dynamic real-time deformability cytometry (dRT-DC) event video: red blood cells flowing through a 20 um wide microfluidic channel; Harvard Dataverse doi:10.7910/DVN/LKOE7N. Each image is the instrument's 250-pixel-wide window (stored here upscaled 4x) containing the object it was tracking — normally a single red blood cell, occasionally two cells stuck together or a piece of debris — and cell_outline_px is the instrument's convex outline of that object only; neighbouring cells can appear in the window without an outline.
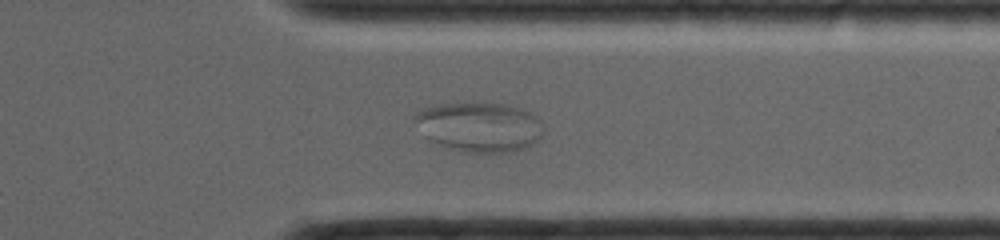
{"species": "common noctule bat (a hibernating species)", "species_latin": "Nyctalus noctula", "temperature_condition": "room temperature", "stored_images_in_passage": 51, "segment_of_instrument_passage": [2, 2], "camera_frame_rate_fps": 4000, "um_per_image_px": 0.085, "animal": {"sex": "female", "body_mass_g": 19.0, "forearm_length_mm": 56.7}, "frame": {"image": 1, "passage_image": 37, "time_ms": 7.75, "image_size_px": [1000, 240], "cell_outline_px": [[540, 136], [532, 144], [512, 152], [460, 152], [444, 148], [432, 140], [428, 136]], "centroid_in_image_um": [41.16, 12.17], "position_along_channel_um": 370.2, "area_um2": 10.35}}